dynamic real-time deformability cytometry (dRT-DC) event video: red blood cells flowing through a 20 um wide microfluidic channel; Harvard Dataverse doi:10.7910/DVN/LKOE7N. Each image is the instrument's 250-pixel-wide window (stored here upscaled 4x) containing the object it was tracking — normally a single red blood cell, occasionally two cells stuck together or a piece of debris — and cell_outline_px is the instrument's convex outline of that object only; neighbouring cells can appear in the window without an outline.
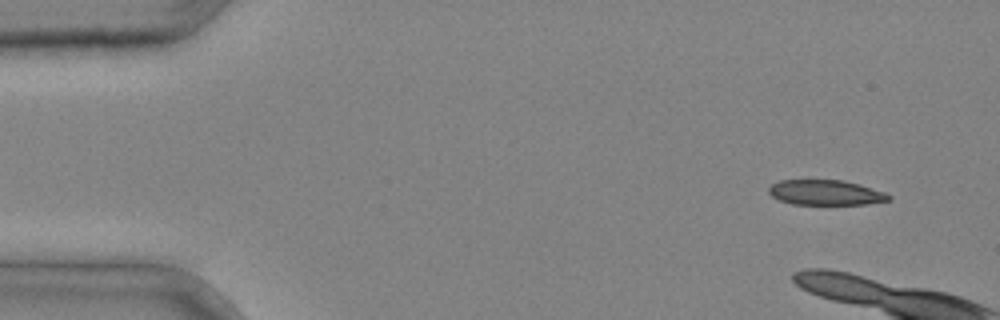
{"species": "common noctule bat (a hibernating species)", "species_latin": "Nyctalus noctula", "temperature_condition": "cold", "stored_images_in_passage": 4, "camera_frame_rate_fps": 3000, "um_per_image_px": 0.085, "animal": {"sex": "male", "body_mass_g": 20.4}, "frame": {"image": 1, "passage_image": 1, "time_ms": 0.0, "image_size_px": [1000, 320], "cell_outline_px": [[892, 200], [868, 204], [792, 204], [780, 200], [772, 196], [768, 192], [768, 188], [772, 184], [780, 180], [844, 180], [860, 184], [884, 192], [892, 196]], "centroid_in_image_um": [70.21, 16.36], "position_along_channel_um": 14.8, "area_um2": 17.63}}